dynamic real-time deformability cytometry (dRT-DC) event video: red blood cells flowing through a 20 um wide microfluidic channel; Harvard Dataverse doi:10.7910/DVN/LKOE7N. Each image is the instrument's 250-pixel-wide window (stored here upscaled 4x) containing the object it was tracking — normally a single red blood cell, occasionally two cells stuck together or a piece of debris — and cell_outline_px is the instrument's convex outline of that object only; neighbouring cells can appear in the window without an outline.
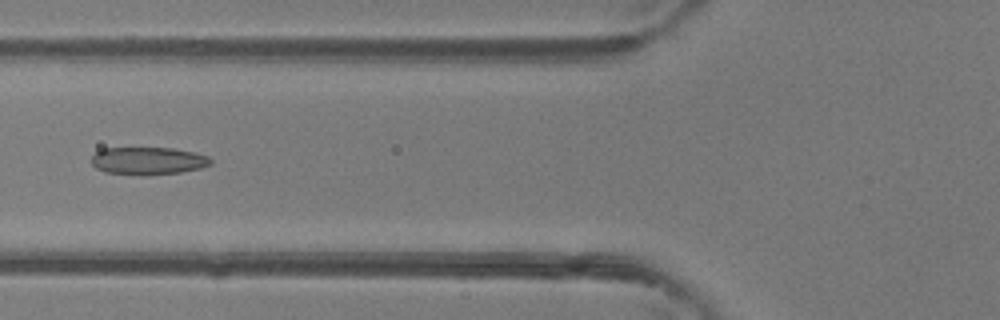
{"species": "common noctule bat (a hibernating species)", "species_latin": "Nyctalus noctula", "temperature_condition": "room temperature", "stored_images_in_passage": 38, "camera_frame_rate_fps": 3000, "um_per_image_px": 0.085, "animal": {"sex": "female"}, "frame": {"image": 1, "passage_image": 9, "time_ms": 2.667, "image_size_px": [1000, 320], "cell_outline_px": [[212, 164], [200, 168], [180, 172], [148, 176], [140, 176], [104, 172], [96, 168], [92, 164], [92, 156], [100, 148], [172, 148], [192, 152], [208, 156], [212, 160]], "centroid_in_image_um": [12.56, 13.68], "position_along_channel_um": 113.2, "area_um2": 19.42}}
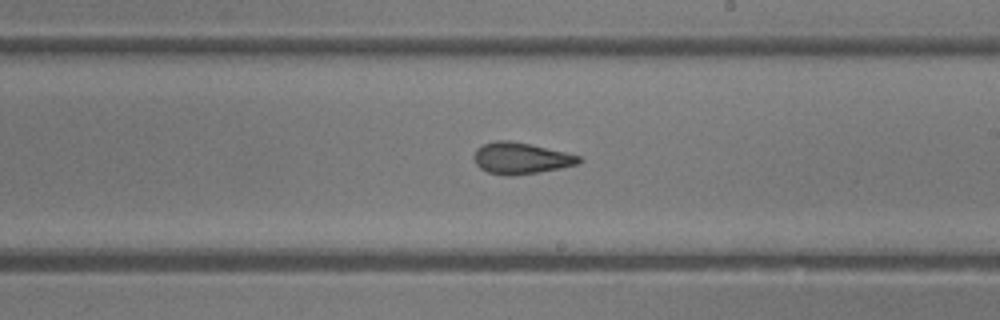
{"frame": {"image": 2, "passage_image": 18, "time_ms": 5.667, "image_size_px": [1000, 320], "cell_outline_px": [[580, 160], [576, 164], [560, 168], [512, 176], [504, 176], [488, 172], [480, 168], [476, 164], [472, 156], [476, 148], [484, 144], [496, 140], [508, 140], [528, 144], [564, 152], [580, 156]], "centroid_in_image_um": [44.19, 13.45], "position_along_channel_um": 244.8, "area_um2": 18.96}}
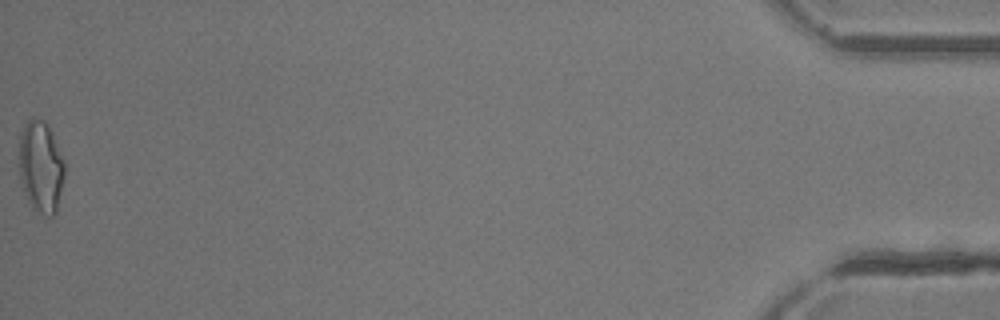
{"frame": {"image": 3, "passage_image": 38, "time_ms": 12.333, "image_size_px": [1000, 320], "cell_outline_px": [[64, 176], [56, 212], [52, 216], [48, 216], [32, 208], [24, 192], [20, 180], [16, 164], [20, 132], [24, 124], [32, 116], [44, 120], [48, 124], [52, 132], [64, 160]], "centroid_in_image_um": [3.42, 14.11], "position_along_channel_um": 431.8, "area_um2": 25.03}, "authors_computed_cell_mechanics": {"area_um2": 19.4497, "velocity_mm_per_s": 4.3832, "shape_relaxation_time_tau1_ms": null, "shape_relaxation_time_tau2_ms": 1.8017, "deformation_change_tau1": null, "deformation_change_tau2": 0.0914}}